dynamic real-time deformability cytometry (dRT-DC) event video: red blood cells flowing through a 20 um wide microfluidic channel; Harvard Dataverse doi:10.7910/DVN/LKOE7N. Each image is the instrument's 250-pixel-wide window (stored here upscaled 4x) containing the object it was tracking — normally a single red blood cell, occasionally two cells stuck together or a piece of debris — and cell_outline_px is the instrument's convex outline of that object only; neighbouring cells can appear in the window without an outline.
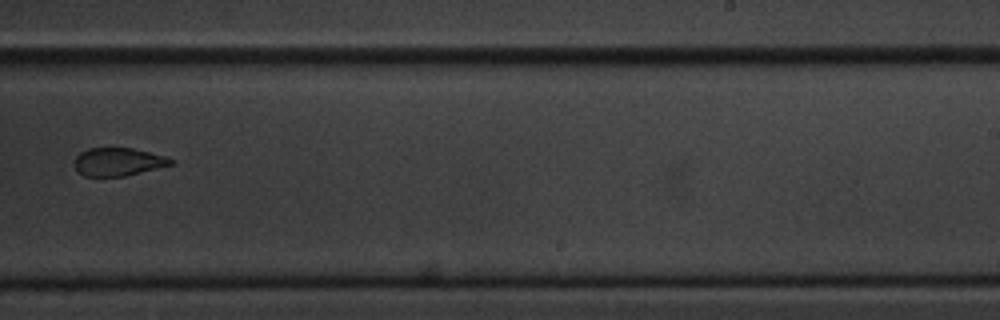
{"species": "common noctule bat (a hibernating species)", "species_latin": "Nyctalus noctula", "temperature_condition": "cold", "stored_images_in_passage": 16, "camera_frame_rate_fps": 3000, "um_per_image_px": 0.085, "animal": {"sex": "male", "body_mass_g": 20.1, "forearm_length_mm": 53.5}, "frame": {"image": 1, "passage_image": 10, "time_ms": 11.667, "image_size_px": [1000, 320], "cell_outline_px": [[176, 164], [124, 176], [84, 176], [76, 168], [76, 156], [80, 152], [88, 148], [132, 148], [164, 156], [176, 160]], "centroid_in_image_um": [10.1, 13.75], "position_along_channel_um": 278.9, "area_um2": 15.66}}
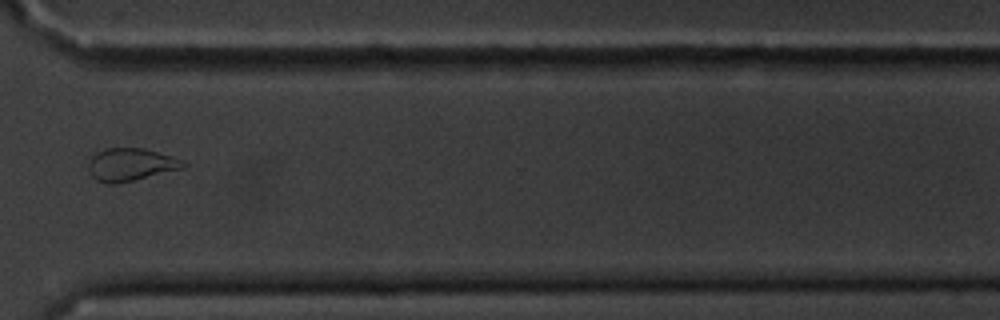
{"frame": {"image": 2, "passage_image": 12, "time_ms": 14.0, "image_size_px": [1000, 320], "cell_outline_px": [[188, 164], [184, 168], [116, 184], [108, 184], [96, 180], [88, 172], [88, 160], [96, 152], [104, 148], [144, 148], [172, 156], [184, 160]], "centroid_in_image_um": [11.09, 13.98], "position_along_channel_um": 359.5, "area_um2": 18.26}}